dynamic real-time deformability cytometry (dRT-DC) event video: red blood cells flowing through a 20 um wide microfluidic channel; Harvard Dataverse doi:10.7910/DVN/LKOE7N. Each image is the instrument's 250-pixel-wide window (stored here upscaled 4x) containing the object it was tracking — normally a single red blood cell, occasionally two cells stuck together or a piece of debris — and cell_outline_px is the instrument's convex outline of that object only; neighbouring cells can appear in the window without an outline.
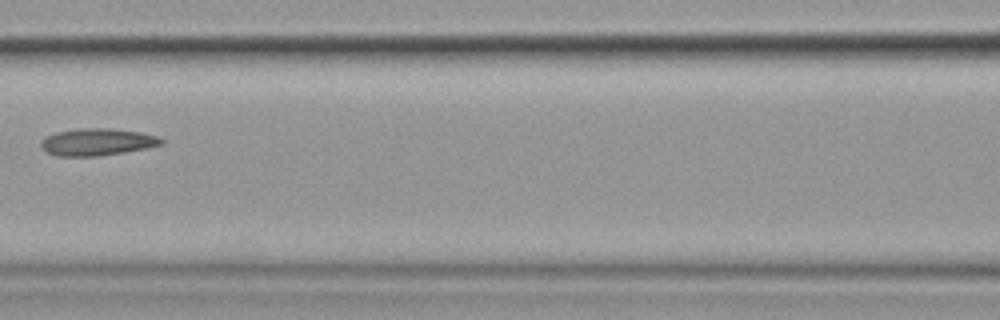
{"species": "common noctule bat (a hibernating species)", "species_latin": "Nyctalus noctula", "temperature_condition": "cold", "stored_images_in_passage": 10, "camera_frame_rate_fps": 3000, "um_per_image_px": 0.085, "animal": {"sex": "female", "body_mass_g": 19.9}, "frame": {"image": 1, "passage_image": 4, "time_ms": 3.667, "image_size_px": [1000, 320], "cell_outline_px": [[164, 144], [148, 148], [100, 156], [56, 156], [48, 152], [40, 144], [40, 140], [44, 136], [56, 132], [80, 128], [112, 128], [140, 132], [160, 136], [164, 140]], "centroid_in_image_um": [8.29, 12.06], "position_along_channel_um": 158.3, "area_um2": 19.25}}
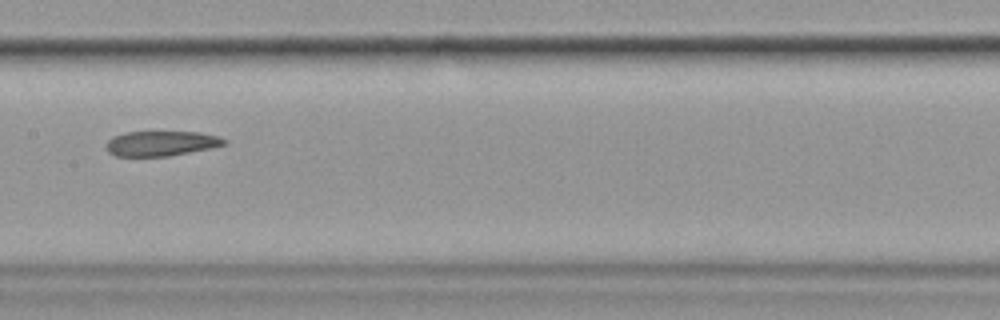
{"frame": {"image": 2, "passage_image": 5, "time_ms": 4.667, "image_size_px": [1000, 320], "cell_outline_px": [[228, 144], [212, 148], [168, 156], [116, 156], [108, 152], [108, 140], [112, 136], [124, 132], [200, 132], [220, 136], [228, 140]], "centroid_in_image_um": [13.76, 12.18], "position_along_channel_um": 193.6, "area_um2": 17.28}}